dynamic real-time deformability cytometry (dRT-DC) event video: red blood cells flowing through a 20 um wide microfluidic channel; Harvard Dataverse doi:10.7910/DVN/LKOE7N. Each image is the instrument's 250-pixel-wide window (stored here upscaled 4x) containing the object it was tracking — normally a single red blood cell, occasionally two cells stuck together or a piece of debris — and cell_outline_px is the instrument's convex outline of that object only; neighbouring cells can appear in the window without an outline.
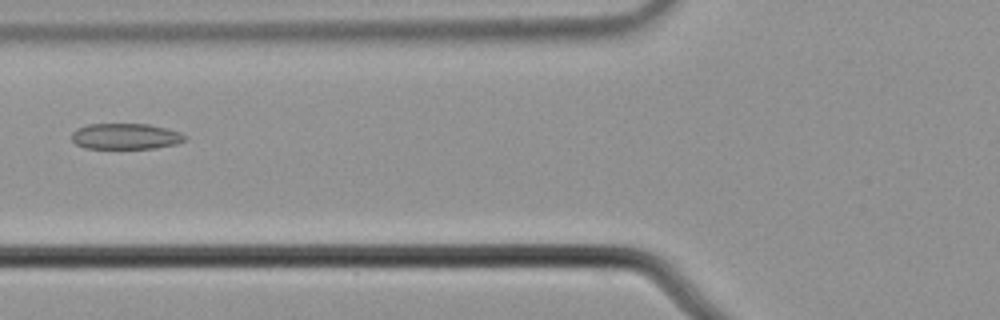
{"species": "common noctule bat (a hibernating species)", "species_latin": "Nyctalus noctula", "temperature_condition": "cold", "stored_images_in_passage": 5, "camera_frame_rate_fps": 3000, "um_per_image_px": 0.085, "animal": {"sex": "male", "body_mass_g": 21.5, "forearm_length_mm": 52.0}, "frame": {"image": 1, "passage_image": 3, "time_ms": 0.667, "image_size_px": [1000, 320], "cell_outline_px": [[188, 136], [184, 140], [176, 144], [152, 148], [84, 148], [76, 144], [72, 140], [72, 132], [76, 128], [88, 124], [148, 124], [180, 132]], "centroid_in_image_um": [10.65, 11.58], "position_along_channel_um": 115.2, "area_um2": 16.99}}
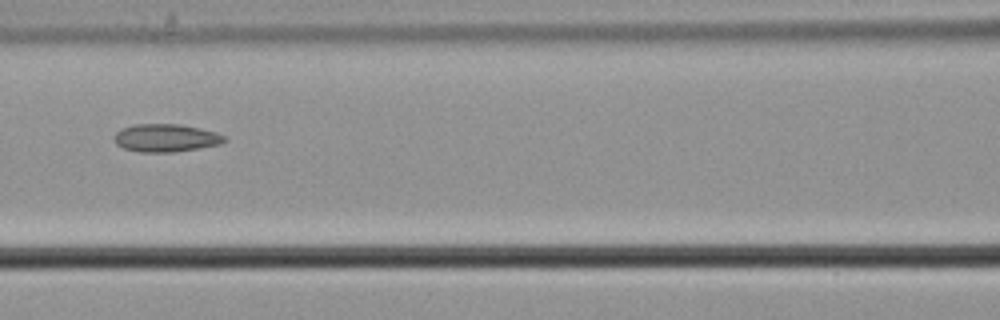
{"frame": {"image": 2, "passage_image": 4, "time_ms": 1.0, "image_size_px": [1000, 320], "cell_outline_px": [[228, 140], [220, 144], [172, 152], [140, 152], [124, 148], [116, 144], [112, 140], [112, 136], [116, 132], [124, 128], [136, 124], [180, 124], [200, 128], [216, 132], [224, 136]], "centroid_in_image_um": [14.07, 11.72], "position_along_channel_um": 152.5, "area_um2": 17.86}}
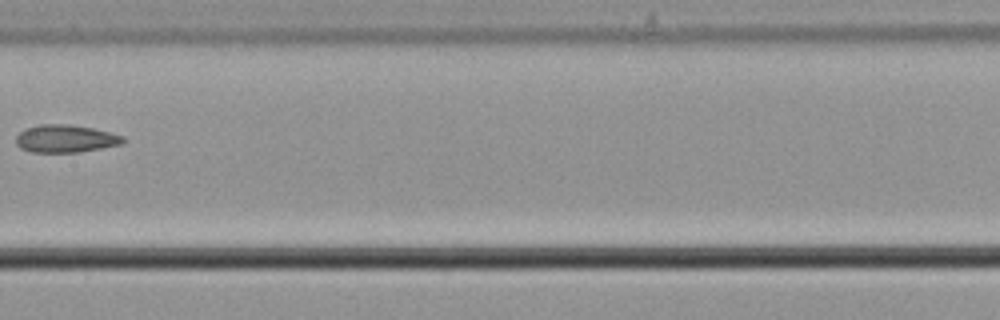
{"frame": {"image": 3, "passage_image": 5, "time_ms": 1.333, "image_size_px": [1000, 320], "cell_outline_px": [[124, 140], [120, 144], [80, 152], [32, 152], [20, 148], [16, 144], [16, 136], [24, 128], [36, 124], [68, 124], [92, 128], [124, 136]], "centroid_in_image_um": [5.51, 11.78], "position_along_channel_um": 201.9, "area_um2": 17.22}}